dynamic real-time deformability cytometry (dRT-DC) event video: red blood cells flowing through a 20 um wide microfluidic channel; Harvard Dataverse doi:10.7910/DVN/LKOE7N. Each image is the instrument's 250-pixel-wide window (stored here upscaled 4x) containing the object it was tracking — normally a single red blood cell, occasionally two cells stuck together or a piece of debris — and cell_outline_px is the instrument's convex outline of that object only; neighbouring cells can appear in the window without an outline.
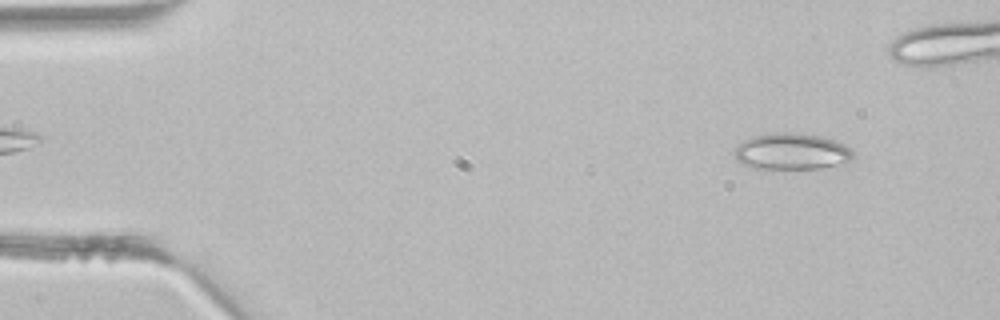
{"species": "common noctule bat (a hibernating species)", "species_latin": "Nyctalus noctula", "temperature_condition": "room temperature", "stored_images_in_passage": 37, "camera_frame_rate_fps": 3000, "um_per_image_px": 0.085, "animal": {"sex": "male", "body_mass_g": 21.5, "forearm_length_mm": 52.0}, "frame": {"image": 1, "passage_image": 4, "time_ms": 1.0, "image_size_px": [1000, 320], "cell_outline_px": [[856, 156], [852, 160], [820, 168], [748, 168], [736, 160], [736, 148], [744, 140], [752, 136], [772, 132], [796, 132], [820, 136], [836, 140], [852, 148], [856, 152]], "centroid_in_image_um": [67.33, 12.86], "position_along_channel_um": 17.7, "area_um2": 25.37}}
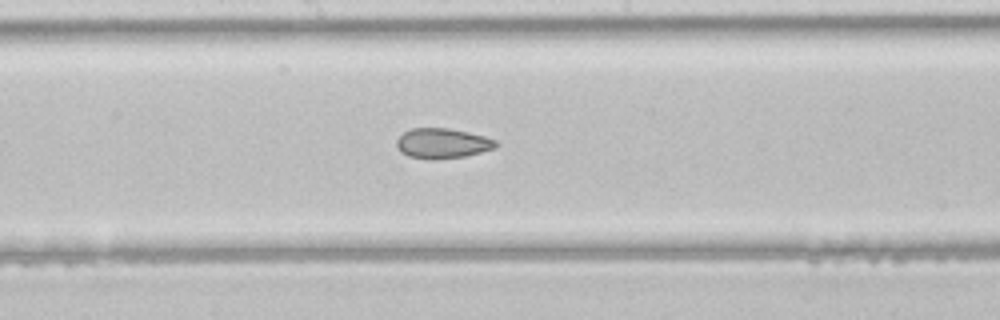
{"frame": {"image": 2, "passage_image": 22, "time_ms": 7.0, "image_size_px": [1000, 320], "cell_outline_px": [[500, 144], [496, 148], [464, 156], [436, 160], [428, 160], [408, 156], [400, 152], [396, 144], [396, 140], [404, 132], [412, 128], [448, 128], [468, 132], [484, 136], [496, 140]], "centroid_in_image_um": [37.6, 12.19], "position_along_channel_um": 210.6, "area_um2": 17.57}}
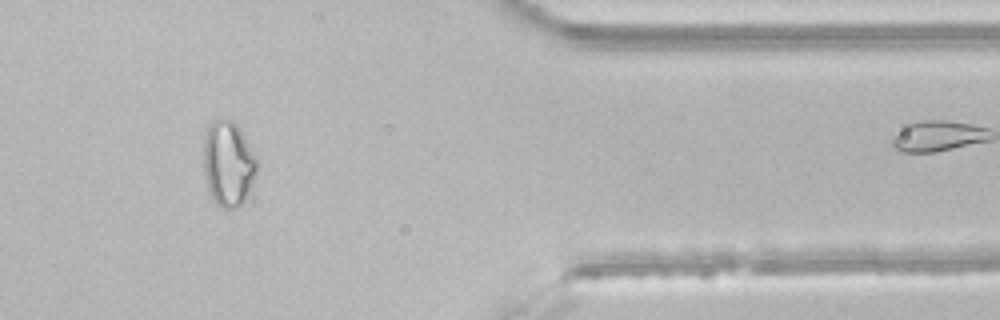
{"frame": {"image": 3, "passage_image": 35, "time_ms": 11.333, "image_size_px": [1000, 320], "cell_outline_px": [[256, 172], [248, 196], [236, 208], [224, 208], [216, 204], [212, 200], [208, 188], [204, 172], [204, 140], [208, 128], [212, 120], [232, 120], [240, 128], [256, 160]], "centroid_in_image_um": [19.38, 13.93], "position_along_channel_um": 392.0, "area_um2": 26.13}}